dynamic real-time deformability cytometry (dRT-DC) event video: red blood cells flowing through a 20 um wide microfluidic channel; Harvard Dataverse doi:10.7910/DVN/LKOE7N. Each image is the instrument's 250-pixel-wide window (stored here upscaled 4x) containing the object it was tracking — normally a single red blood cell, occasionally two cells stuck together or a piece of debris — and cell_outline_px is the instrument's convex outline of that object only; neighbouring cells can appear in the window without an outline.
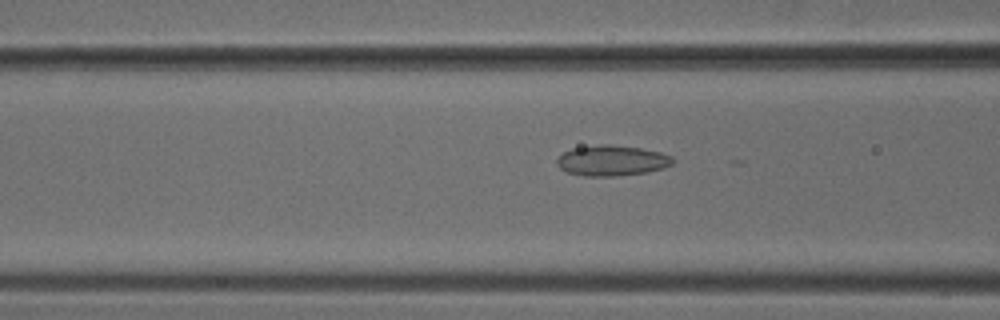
{"species": "common noctule bat (a hibernating species)", "species_latin": "Nyctalus noctula", "temperature_condition": "cold", "stored_images_in_passage": 49, "camera_frame_rate_fps": 3000, "um_per_image_px": 0.085, "animal": {"sex": "male", "body_mass_g": 18.8}, "frame": {"image": 1, "passage_image": 18, "time_ms": 5.667, "image_size_px": [1000, 320], "cell_outline_px": [[676, 160], [672, 164], [664, 168], [648, 172], [616, 176], [584, 176], [568, 172], [560, 168], [556, 164], [556, 160], [564, 152], [572, 148], [600, 144], [608, 144], [640, 148], [660, 152], [672, 156]], "centroid_in_image_um": [52.03, 13.65], "position_along_channel_um": 114.6, "area_um2": 20.69}}
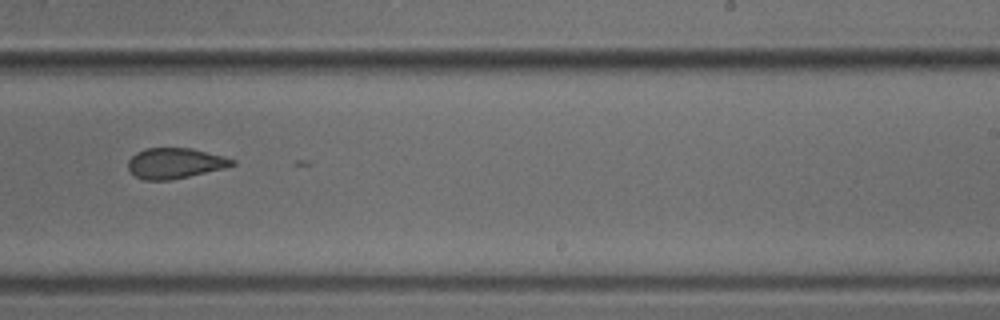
{"frame": {"image": 2, "passage_image": 30, "time_ms": 9.667, "image_size_px": [1000, 320], "cell_outline_px": [[236, 164], [224, 168], [188, 176], [168, 180], [144, 180], [136, 176], [128, 168], [128, 160], [136, 152], [144, 148], [192, 148], [224, 156], [236, 160]], "centroid_in_image_um": [14.88, 13.86], "position_along_channel_um": 274.1, "area_um2": 18.44}}
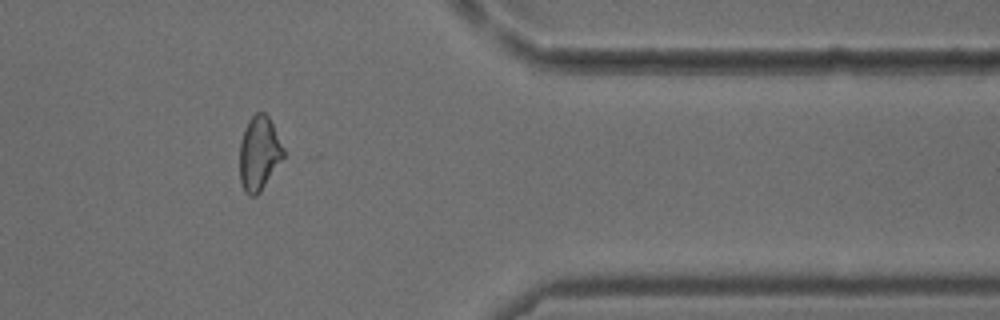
{"frame": {"image": 3, "passage_image": 40, "time_ms": 13.0, "image_size_px": [1000, 320], "cell_outline_px": [[284, 156], [260, 192], [256, 196], [248, 196], [244, 192], [240, 180], [240, 140], [244, 128], [248, 120], [256, 112], [264, 112], [268, 116], [284, 148]], "centroid_in_image_um": [22.0, 13.04], "position_along_channel_um": 389.4, "area_um2": 18.9}}